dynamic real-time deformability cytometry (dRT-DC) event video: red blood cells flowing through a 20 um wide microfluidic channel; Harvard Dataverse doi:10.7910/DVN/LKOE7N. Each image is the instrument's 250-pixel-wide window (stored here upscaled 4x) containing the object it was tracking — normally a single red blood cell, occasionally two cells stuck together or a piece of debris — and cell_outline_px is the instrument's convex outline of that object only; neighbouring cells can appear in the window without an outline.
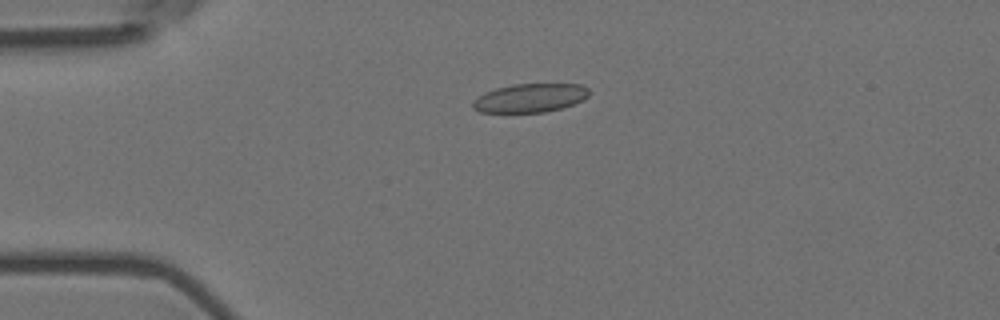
{"species": "Egyptian fruit bat (a non-hibernating species)", "species_latin": "Rousettus aegyptiacus", "temperature_condition": "room temperature", "stored_images_in_passage": 5, "camera_frame_rate_fps": 3000, "um_per_image_px": 0.085, "animal": {"sex": "female"}, "frame": {"image": 1, "passage_image": 3, "time_ms": 0.667, "image_size_px": [1000, 320], "cell_outline_px": [[588, 96], [572, 104], [560, 108], [544, 112], [480, 112], [472, 108], [472, 100], [484, 92], [496, 88], [512, 84], [580, 84], [588, 88]], "centroid_in_image_um": [44.99, 8.32], "position_along_channel_um": 40.0, "area_um2": 19.31}}
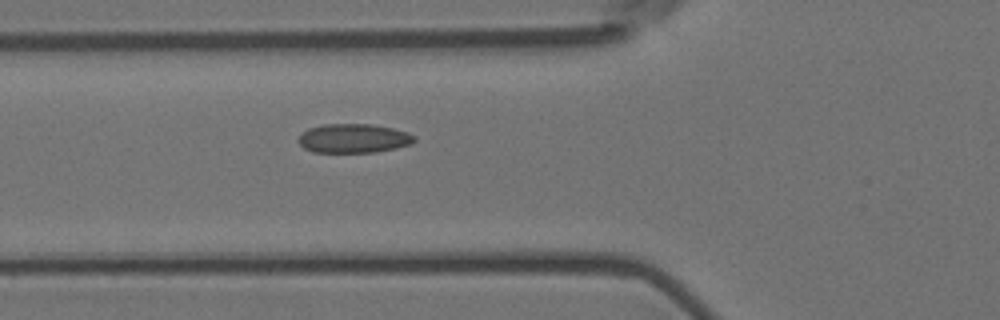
{"frame": {"image": 2, "passage_image": 5, "time_ms": 1.333, "image_size_px": [1000, 320], "cell_outline_px": [[416, 140], [412, 144], [396, 148], [376, 152], [312, 152], [304, 148], [296, 140], [308, 128], [324, 124], [372, 124], [392, 128], [408, 132]], "centroid_in_image_um": [30.05, 11.76], "position_along_channel_um": 95.8, "area_um2": 19.65}}